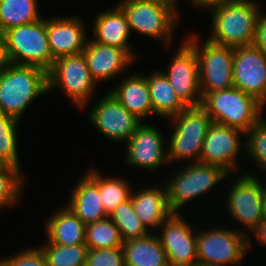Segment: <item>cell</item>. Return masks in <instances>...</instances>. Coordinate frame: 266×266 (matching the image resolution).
Here are the masks:
<instances>
[{
  "mask_svg": "<svg viewBox=\"0 0 266 266\" xmlns=\"http://www.w3.org/2000/svg\"><path fill=\"white\" fill-rule=\"evenodd\" d=\"M48 93V72L8 62L0 68V111L20 121L35 98Z\"/></svg>",
  "mask_w": 266,
  "mask_h": 266,
  "instance_id": "cell-1",
  "label": "cell"
},
{
  "mask_svg": "<svg viewBox=\"0 0 266 266\" xmlns=\"http://www.w3.org/2000/svg\"><path fill=\"white\" fill-rule=\"evenodd\" d=\"M260 6L254 0H233L211 7L209 41L228 47L251 46Z\"/></svg>",
  "mask_w": 266,
  "mask_h": 266,
  "instance_id": "cell-2",
  "label": "cell"
},
{
  "mask_svg": "<svg viewBox=\"0 0 266 266\" xmlns=\"http://www.w3.org/2000/svg\"><path fill=\"white\" fill-rule=\"evenodd\" d=\"M201 106L213 123L233 127L244 133L262 119L265 107L256 97L236 87L206 93L202 97Z\"/></svg>",
  "mask_w": 266,
  "mask_h": 266,
  "instance_id": "cell-3",
  "label": "cell"
},
{
  "mask_svg": "<svg viewBox=\"0 0 266 266\" xmlns=\"http://www.w3.org/2000/svg\"><path fill=\"white\" fill-rule=\"evenodd\" d=\"M169 119L175 127L168 141V162L190 159L200 162L203 143L213 123L206 110L201 105L190 106Z\"/></svg>",
  "mask_w": 266,
  "mask_h": 266,
  "instance_id": "cell-4",
  "label": "cell"
},
{
  "mask_svg": "<svg viewBox=\"0 0 266 266\" xmlns=\"http://www.w3.org/2000/svg\"><path fill=\"white\" fill-rule=\"evenodd\" d=\"M247 234L220 226L196 232L197 264L240 266L243 257L252 248Z\"/></svg>",
  "mask_w": 266,
  "mask_h": 266,
  "instance_id": "cell-5",
  "label": "cell"
},
{
  "mask_svg": "<svg viewBox=\"0 0 266 266\" xmlns=\"http://www.w3.org/2000/svg\"><path fill=\"white\" fill-rule=\"evenodd\" d=\"M4 35L10 63L37 66L47 72L51 69L54 58L49 47L46 18L10 28Z\"/></svg>",
  "mask_w": 266,
  "mask_h": 266,
  "instance_id": "cell-6",
  "label": "cell"
},
{
  "mask_svg": "<svg viewBox=\"0 0 266 266\" xmlns=\"http://www.w3.org/2000/svg\"><path fill=\"white\" fill-rule=\"evenodd\" d=\"M198 38L197 34L191 33L185 40L194 48L198 58L201 96L234 87V48L215 44L207 38L200 43Z\"/></svg>",
  "mask_w": 266,
  "mask_h": 266,
  "instance_id": "cell-7",
  "label": "cell"
},
{
  "mask_svg": "<svg viewBox=\"0 0 266 266\" xmlns=\"http://www.w3.org/2000/svg\"><path fill=\"white\" fill-rule=\"evenodd\" d=\"M176 172L165 185L168 205L173 213H179L186 203L202 196L229 176L219 166L200 162L189 163Z\"/></svg>",
  "mask_w": 266,
  "mask_h": 266,
  "instance_id": "cell-8",
  "label": "cell"
},
{
  "mask_svg": "<svg viewBox=\"0 0 266 266\" xmlns=\"http://www.w3.org/2000/svg\"><path fill=\"white\" fill-rule=\"evenodd\" d=\"M95 87L96 82L82 53L57 58L48 71V92L62 89L72 104L81 110L88 105Z\"/></svg>",
  "mask_w": 266,
  "mask_h": 266,
  "instance_id": "cell-9",
  "label": "cell"
},
{
  "mask_svg": "<svg viewBox=\"0 0 266 266\" xmlns=\"http://www.w3.org/2000/svg\"><path fill=\"white\" fill-rule=\"evenodd\" d=\"M118 6L126 15L130 32L135 30L170 46L178 16L169 7L141 0H123Z\"/></svg>",
  "mask_w": 266,
  "mask_h": 266,
  "instance_id": "cell-10",
  "label": "cell"
},
{
  "mask_svg": "<svg viewBox=\"0 0 266 266\" xmlns=\"http://www.w3.org/2000/svg\"><path fill=\"white\" fill-rule=\"evenodd\" d=\"M227 199V213L238 221L244 229L253 230L264 219V208L261 195V178L253 174L239 175L231 181Z\"/></svg>",
  "mask_w": 266,
  "mask_h": 266,
  "instance_id": "cell-11",
  "label": "cell"
},
{
  "mask_svg": "<svg viewBox=\"0 0 266 266\" xmlns=\"http://www.w3.org/2000/svg\"><path fill=\"white\" fill-rule=\"evenodd\" d=\"M169 64L168 72L161 71L170 82L174 92L187 106L202 103L198 58L194 48L184 39Z\"/></svg>",
  "mask_w": 266,
  "mask_h": 266,
  "instance_id": "cell-12",
  "label": "cell"
},
{
  "mask_svg": "<svg viewBox=\"0 0 266 266\" xmlns=\"http://www.w3.org/2000/svg\"><path fill=\"white\" fill-rule=\"evenodd\" d=\"M181 213H172L158 228V238L169 266L197 264L196 233ZM160 234V235H159Z\"/></svg>",
  "mask_w": 266,
  "mask_h": 266,
  "instance_id": "cell-13",
  "label": "cell"
},
{
  "mask_svg": "<svg viewBox=\"0 0 266 266\" xmlns=\"http://www.w3.org/2000/svg\"><path fill=\"white\" fill-rule=\"evenodd\" d=\"M88 116L95 128L114 142H127L142 123L110 92L98 100Z\"/></svg>",
  "mask_w": 266,
  "mask_h": 266,
  "instance_id": "cell-14",
  "label": "cell"
},
{
  "mask_svg": "<svg viewBox=\"0 0 266 266\" xmlns=\"http://www.w3.org/2000/svg\"><path fill=\"white\" fill-rule=\"evenodd\" d=\"M242 135L245 133L239 129L212 123L203 143L200 163L219 166L228 174H234L239 170L238 152L242 146L244 149Z\"/></svg>",
  "mask_w": 266,
  "mask_h": 266,
  "instance_id": "cell-15",
  "label": "cell"
},
{
  "mask_svg": "<svg viewBox=\"0 0 266 266\" xmlns=\"http://www.w3.org/2000/svg\"><path fill=\"white\" fill-rule=\"evenodd\" d=\"M233 84L266 104V53L254 46L234 47Z\"/></svg>",
  "mask_w": 266,
  "mask_h": 266,
  "instance_id": "cell-16",
  "label": "cell"
},
{
  "mask_svg": "<svg viewBox=\"0 0 266 266\" xmlns=\"http://www.w3.org/2000/svg\"><path fill=\"white\" fill-rule=\"evenodd\" d=\"M156 127L141 123L125 143L126 163L130 167L147 169L150 172L169 164L164 137ZM165 149V150H164Z\"/></svg>",
  "mask_w": 266,
  "mask_h": 266,
  "instance_id": "cell-17",
  "label": "cell"
},
{
  "mask_svg": "<svg viewBox=\"0 0 266 266\" xmlns=\"http://www.w3.org/2000/svg\"><path fill=\"white\" fill-rule=\"evenodd\" d=\"M80 17L57 16L46 19L49 47L54 60L83 53L88 37Z\"/></svg>",
  "mask_w": 266,
  "mask_h": 266,
  "instance_id": "cell-18",
  "label": "cell"
},
{
  "mask_svg": "<svg viewBox=\"0 0 266 266\" xmlns=\"http://www.w3.org/2000/svg\"><path fill=\"white\" fill-rule=\"evenodd\" d=\"M82 54L96 83L124 73L135 61L124 49L104 45L92 39L87 40Z\"/></svg>",
  "mask_w": 266,
  "mask_h": 266,
  "instance_id": "cell-19",
  "label": "cell"
},
{
  "mask_svg": "<svg viewBox=\"0 0 266 266\" xmlns=\"http://www.w3.org/2000/svg\"><path fill=\"white\" fill-rule=\"evenodd\" d=\"M67 207L85 224L107 218L99 193V171L91 168L72 188Z\"/></svg>",
  "mask_w": 266,
  "mask_h": 266,
  "instance_id": "cell-20",
  "label": "cell"
},
{
  "mask_svg": "<svg viewBox=\"0 0 266 266\" xmlns=\"http://www.w3.org/2000/svg\"><path fill=\"white\" fill-rule=\"evenodd\" d=\"M93 24V41L124 49L136 61L137 54L132 52L133 47L128 41L131 35L129 24L118 5L99 13Z\"/></svg>",
  "mask_w": 266,
  "mask_h": 266,
  "instance_id": "cell-21",
  "label": "cell"
},
{
  "mask_svg": "<svg viewBox=\"0 0 266 266\" xmlns=\"http://www.w3.org/2000/svg\"><path fill=\"white\" fill-rule=\"evenodd\" d=\"M133 212L141 223L150 231L158 229L161 224L173 213L168 205L166 187H147L137 192H131Z\"/></svg>",
  "mask_w": 266,
  "mask_h": 266,
  "instance_id": "cell-22",
  "label": "cell"
},
{
  "mask_svg": "<svg viewBox=\"0 0 266 266\" xmlns=\"http://www.w3.org/2000/svg\"><path fill=\"white\" fill-rule=\"evenodd\" d=\"M131 114L141 122L154 114L146 75L133 73L109 91Z\"/></svg>",
  "mask_w": 266,
  "mask_h": 266,
  "instance_id": "cell-23",
  "label": "cell"
},
{
  "mask_svg": "<svg viewBox=\"0 0 266 266\" xmlns=\"http://www.w3.org/2000/svg\"><path fill=\"white\" fill-rule=\"evenodd\" d=\"M47 241L70 246L85 244L86 225L67 206L58 209L45 224Z\"/></svg>",
  "mask_w": 266,
  "mask_h": 266,
  "instance_id": "cell-24",
  "label": "cell"
},
{
  "mask_svg": "<svg viewBox=\"0 0 266 266\" xmlns=\"http://www.w3.org/2000/svg\"><path fill=\"white\" fill-rule=\"evenodd\" d=\"M125 266H169L157 234L124 241Z\"/></svg>",
  "mask_w": 266,
  "mask_h": 266,
  "instance_id": "cell-25",
  "label": "cell"
},
{
  "mask_svg": "<svg viewBox=\"0 0 266 266\" xmlns=\"http://www.w3.org/2000/svg\"><path fill=\"white\" fill-rule=\"evenodd\" d=\"M146 79L155 115L157 114L169 120V118L187 108L176 95L170 82L161 70H153L152 73L146 76Z\"/></svg>",
  "mask_w": 266,
  "mask_h": 266,
  "instance_id": "cell-26",
  "label": "cell"
},
{
  "mask_svg": "<svg viewBox=\"0 0 266 266\" xmlns=\"http://www.w3.org/2000/svg\"><path fill=\"white\" fill-rule=\"evenodd\" d=\"M38 0H0V31L40 20Z\"/></svg>",
  "mask_w": 266,
  "mask_h": 266,
  "instance_id": "cell-27",
  "label": "cell"
},
{
  "mask_svg": "<svg viewBox=\"0 0 266 266\" xmlns=\"http://www.w3.org/2000/svg\"><path fill=\"white\" fill-rule=\"evenodd\" d=\"M123 243L119 228L109 217L86 225L85 245L88 249L122 247Z\"/></svg>",
  "mask_w": 266,
  "mask_h": 266,
  "instance_id": "cell-28",
  "label": "cell"
},
{
  "mask_svg": "<svg viewBox=\"0 0 266 266\" xmlns=\"http://www.w3.org/2000/svg\"><path fill=\"white\" fill-rule=\"evenodd\" d=\"M44 254L48 266H85L87 246L85 244L62 246L49 243L38 247Z\"/></svg>",
  "mask_w": 266,
  "mask_h": 266,
  "instance_id": "cell-29",
  "label": "cell"
},
{
  "mask_svg": "<svg viewBox=\"0 0 266 266\" xmlns=\"http://www.w3.org/2000/svg\"><path fill=\"white\" fill-rule=\"evenodd\" d=\"M108 217L119 228L124 241L145 237L150 232L133 212L131 197L126 202L118 205Z\"/></svg>",
  "mask_w": 266,
  "mask_h": 266,
  "instance_id": "cell-30",
  "label": "cell"
},
{
  "mask_svg": "<svg viewBox=\"0 0 266 266\" xmlns=\"http://www.w3.org/2000/svg\"><path fill=\"white\" fill-rule=\"evenodd\" d=\"M20 121L0 111V159L20 168L17 131Z\"/></svg>",
  "mask_w": 266,
  "mask_h": 266,
  "instance_id": "cell-31",
  "label": "cell"
},
{
  "mask_svg": "<svg viewBox=\"0 0 266 266\" xmlns=\"http://www.w3.org/2000/svg\"><path fill=\"white\" fill-rule=\"evenodd\" d=\"M129 183L120 177L105 178L99 173V193L105 212L109 215L118 205L131 197Z\"/></svg>",
  "mask_w": 266,
  "mask_h": 266,
  "instance_id": "cell-32",
  "label": "cell"
},
{
  "mask_svg": "<svg viewBox=\"0 0 266 266\" xmlns=\"http://www.w3.org/2000/svg\"><path fill=\"white\" fill-rule=\"evenodd\" d=\"M20 172L21 168L13 165L0 167V211L19 202L24 178Z\"/></svg>",
  "mask_w": 266,
  "mask_h": 266,
  "instance_id": "cell-33",
  "label": "cell"
},
{
  "mask_svg": "<svg viewBox=\"0 0 266 266\" xmlns=\"http://www.w3.org/2000/svg\"><path fill=\"white\" fill-rule=\"evenodd\" d=\"M247 135V137H246ZM245 139L243 141L244 148L247 150L250 160L256 162V164L266 174V120L261 119L255 123L249 131L245 132Z\"/></svg>",
  "mask_w": 266,
  "mask_h": 266,
  "instance_id": "cell-34",
  "label": "cell"
},
{
  "mask_svg": "<svg viewBox=\"0 0 266 266\" xmlns=\"http://www.w3.org/2000/svg\"><path fill=\"white\" fill-rule=\"evenodd\" d=\"M85 266H125L123 248L88 249Z\"/></svg>",
  "mask_w": 266,
  "mask_h": 266,
  "instance_id": "cell-35",
  "label": "cell"
},
{
  "mask_svg": "<svg viewBox=\"0 0 266 266\" xmlns=\"http://www.w3.org/2000/svg\"><path fill=\"white\" fill-rule=\"evenodd\" d=\"M6 266H48L44 254L38 247L6 257Z\"/></svg>",
  "mask_w": 266,
  "mask_h": 266,
  "instance_id": "cell-36",
  "label": "cell"
},
{
  "mask_svg": "<svg viewBox=\"0 0 266 266\" xmlns=\"http://www.w3.org/2000/svg\"><path fill=\"white\" fill-rule=\"evenodd\" d=\"M263 13L261 12L257 20L252 46L266 53V14Z\"/></svg>",
  "mask_w": 266,
  "mask_h": 266,
  "instance_id": "cell-37",
  "label": "cell"
},
{
  "mask_svg": "<svg viewBox=\"0 0 266 266\" xmlns=\"http://www.w3.org/2000/svg\"><path fill=\"white\" fill-rule=\"evenodd\" d=\"M252 232L254 236H256L257 242H260L263 246L266 245V217H264V219L259 222L252 231H250V233Z\"/></svg>",
  "mask_w": 266,
  "mask_h": 266,
  "instance_id": "cell-38",
  "label": "cell"
},
{
  "mask_svg": "<svg viewBox=\"0 0 266 266\" xmlns=\"http://www.w3.org/2000/svg\"><path fill=\"white\" fill-rule=\"evenodd\" d=\"M192 5L194 4V6H199V7H203V8H211L213 6L216 5H220V4H224L226 2H230L233 0H190Z\"/></svg>",
  "mask_w": 266,
  "mask_h": 266,
  "instance_id": "cell-39",
  "label": "cell"
},
{
  "mask_svg": "<svg viewBox=\"0 0 266 266\" xmlns=\"http://www.w3.org/2000/svg\"><path fill=\"white\" fill-rule=\"evenodd\" d=\"M141 1H146V2H152V3H157L160 5H163L165 7H169L178 17L180 16L178 12V7H177V0H141Z\"/></svg>",
  "mask_w": 266,
  "mask_h": 266,
  "instance_id": "cell-40",
  "label": "cell"
},
{
  "mask_svg": "<svg viewBox=\"0 0 266 266\" xmlns=\"http://www.w3.org/2000/svg\"><path fill=\"white\" fill-rule=\"evenodd\" d=\"M6 55L5 35L0 31V68L8 63Z\"/></svg>",
  "mask_w": 266,
  "mask_h": 266,
  "instance_id": "cell-41",
  "label": "cell"
},
{
  "mask_svg": "<svg viewBox=\"0 0 266 266\" xmlns=\"http://www.w3.org/2000/svg\"><path fill=\"white\" fill-rule=\"evenodd\" d=\"M261 180V195H262V201H263V208H264V217H266V181L265 184Z\"/></svg>",
  "mask_w": 266,
  "mask_h": 266,
  "instance_id": "cell-42",
  "label": "cell"
},
{
  "mask_svg": "<svg viewBox=\"0 0 266 266\" xmlns=\"http://www.w3.org/2000/svg\"><path fill=\"white\" fill-rule=\"evenodd\" d=\"M0 266H6V258H0Z\"/></svg>",
  "mask_w": 266,
  "mask_h": 266,
  "instance_id": "cell-43",
  "label": "cell"
},
{
  "mask_svg": "<svg viewBox=\"0 0 266 266\" xmlns=\"http://www.w3.org/2000/svg\"><path fill=\"white\" fill-rule=\"evenodd\" d=\"M6 164L0 159V167L5 166Z\"/></svg>",
  "mask_w": 266,
  "mask_h": 266,
  "instance_id": "cell-44",
  "label": "cell"
},
{
  "mask_svg": "<svg viewBox=\"0 0 266 266\" xmlns=\"http://www.w3.org/2000/svg\"><path fill=\"white\" fill-rule=\"evenodd\" d=\"M191 266H204V265H200V264H195V265H191Z\"/></svg>",
  "mask_w": 266,
  "mask_h": 266,
  "instance_id": "cell-45",
  "label": "cell"
}]
</instances>
